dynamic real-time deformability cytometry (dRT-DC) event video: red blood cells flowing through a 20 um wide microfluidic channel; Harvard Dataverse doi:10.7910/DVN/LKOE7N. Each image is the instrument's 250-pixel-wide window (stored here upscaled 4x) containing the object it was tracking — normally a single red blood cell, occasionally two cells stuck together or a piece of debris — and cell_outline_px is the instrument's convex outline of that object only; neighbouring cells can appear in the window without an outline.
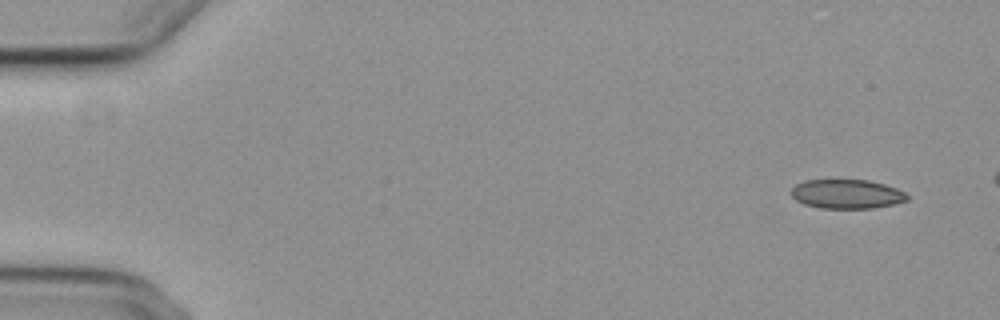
{"species": "common noctule bat (a hibernating species)", "species_latin": "Nyctalus noctula", "temperature_condition": "cold", "stored_images_in_passage": 5, "camera_frame_rate_fps": 3000, "um_per_image_px": 0.085, "animal": {"sex": "female", "body_mass_g": 29.2, "forearm_length_mm": 56.3}, "frame": {"image": 1, "passage_image": 1, "time_ms": 0.0, "image_size_px": [1000, 320], "cell_outline_px": [[908, 200], [892, 204], [872, 208], [820, 208], [804, 204], [796, 200], [792, 196], [792, 188], [796, 184], [804, 180], [868, 180], [884, 184], [896, 188], [904, 192], [908, 196]], "centroid_in_image_um": [71.96, 16.49], "position_along_channel_um": 13.0, "area_um2": 19.59}}
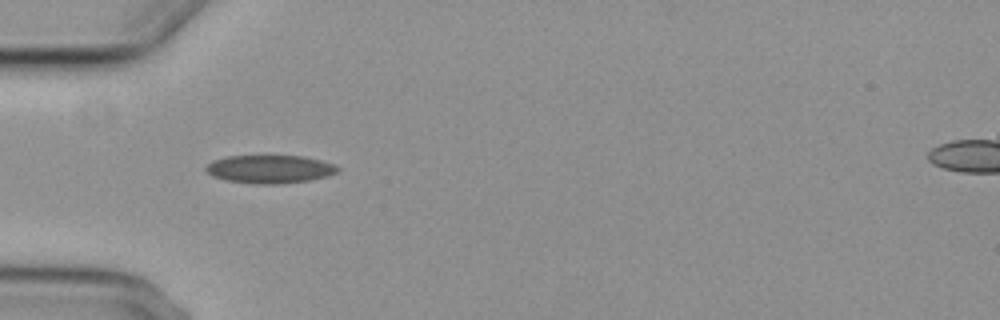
{"frame": {"image": 2, "passage_image": 4, "time_ms": 8.0, "image_size_px": [1000, 320], "cell_outline_px": [[340, 168], [336, 172], [328, 176], [308, 180], [276, 184], [256, 184], [224, 180], [212, 176], [204, 168], [212, 160], [228, 156], [304, 156], [336, 164]], "centroid_in_image_um": [22.92, 14.37], "position_along_channel_um": 62.1, "area_um2": 21.62}}
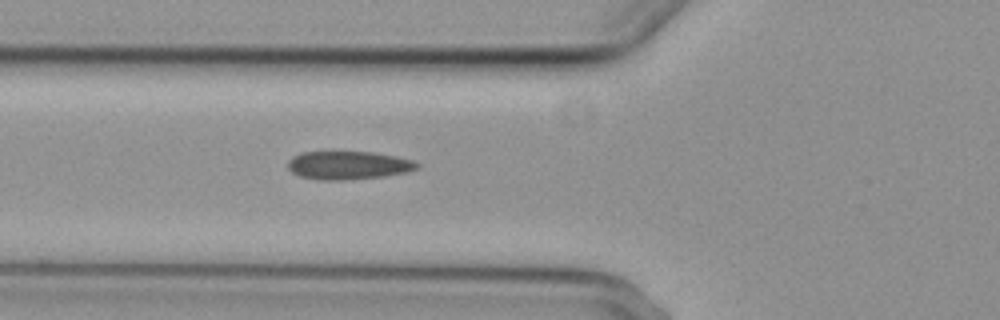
{"frame": {"image": 3, "passage_image": 5, "time_ms": 9.0, "image_size_px": [1000, 320], "cell_outline_px": [[420, 168], [408, 172], [384, 176], [340, 180], [320, 180], [300, 176], [292, 172], [288, 168], [288, 160], [292, 156], [300, 152], [372, 152], [396, 156], [412, 160], [420, 164]], "centroid_in_image_um": [29.61, 14.04], "position_along_channel_um": 96.2, "area_um2": 21.33}}